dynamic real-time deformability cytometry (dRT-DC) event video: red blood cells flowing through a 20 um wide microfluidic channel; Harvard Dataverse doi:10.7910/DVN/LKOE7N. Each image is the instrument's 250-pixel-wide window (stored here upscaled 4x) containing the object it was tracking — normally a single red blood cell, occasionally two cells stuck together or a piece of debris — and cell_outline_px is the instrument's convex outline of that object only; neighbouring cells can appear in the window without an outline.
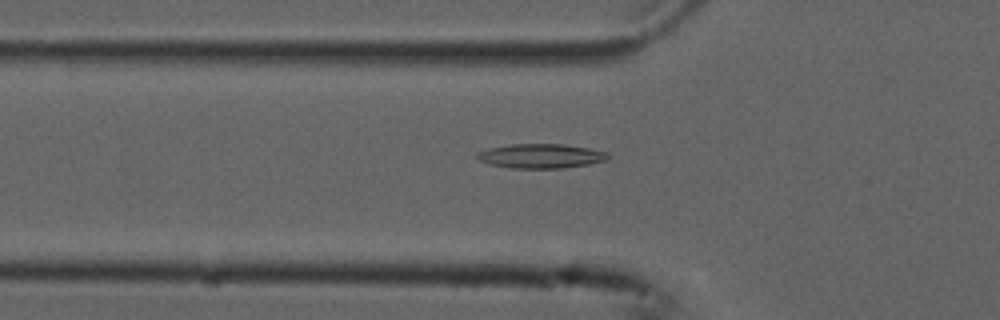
{"species": "common noctule bat (a hibernating species)", "species_latin": "Nyctalus noctula", "temperature_condition": "cold", "stored_images_in_passage": 54, "camera_frame_rate_fps": 3000, "um_per_image_px": 0.085, "animal": {"sex": "male", "forearm_length_mm": 52.5}, "frame": {"image": 1, "passage_image": 18, "time_ms": 5.667, "image_size_px": [1000, 320], "cell_outline_px": [[608, 160], [588, 164], [564, 168], [508, 168], [488, 164], [480, 160], [476, 156], [476, 152], [488, 148], [512, 144], [564, 144], [588, 148], [608, 152]], "centroid_in_image_um": [45.95, 13.26], "position_along_channel_um": 79.8, "area_um2": 18.67}}
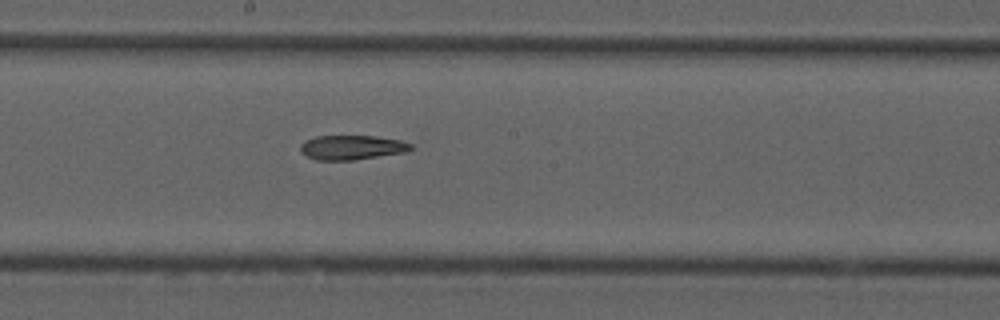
{"frame": {"image": 2, "passage_image": 29, "time_ms": 9.333, "image_size_px": [1000, 320], "cell_outline_px": [[412, 148], [408, 152], [352, 160], [316, 160], [300, 152], [300, 144], [304, 140], [316, 136], [376, 136], [400, 140], [412, 144]], "centroid_in_image_um": [29.9, 12.53], "position_along_channel_um": 218.3, "area_um2": 15.84}}
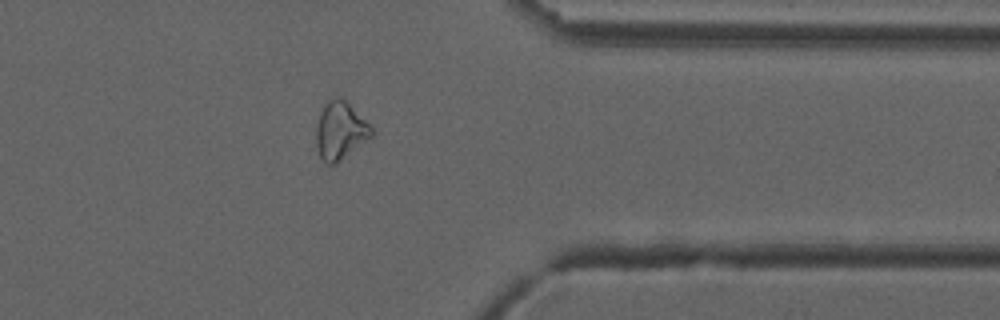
{"frame": {"image": 3, "passage_image": 43, "time_ms": 14.0, "image_size_px": [1000, 320], "cell_outline_px": [[376, 132], [372, 136], [336, 164], [324, 164], [320, 156], [316, 144], [316, 128], [320, 112], [324, 104], [328, 100], [344, 100]], "centroid_in_image_um": [28.9, 11.17], "position_along_channel_um": 382.5, "area_um2": 18.15}, "authors_computed_cell_mechanics": {"area_um2": 18.207, "velocity_mm_per_s": 3.7606, "shape_relaxation_time_tau1_ms": null, "shape_relaxation_time_tau2_ms": 6.1268, "deformation_change_tau1": null, "deformation_change_tau2": 0.1753}}